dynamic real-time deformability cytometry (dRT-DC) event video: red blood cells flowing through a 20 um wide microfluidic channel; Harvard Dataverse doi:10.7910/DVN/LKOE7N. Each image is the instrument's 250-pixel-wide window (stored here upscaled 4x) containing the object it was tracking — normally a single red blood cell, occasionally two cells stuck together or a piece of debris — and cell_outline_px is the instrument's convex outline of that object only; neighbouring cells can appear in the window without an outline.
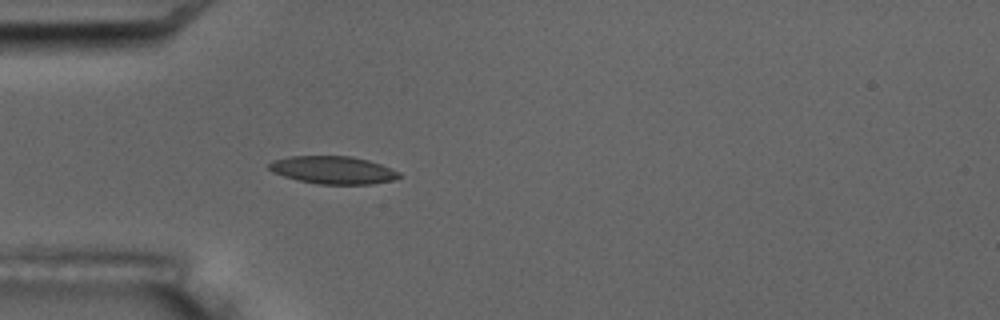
{"species": "common noctule bat (a hibernating species)", "species_latin": "Nyctalus noctula", "temperature_condition": "room temperature", "stored_images_in_passage": 4, "camera_frame_rate_fps": 3000, "um_per_image_px": 0.085, "animal": {"sex": "male", "body_mass_g": 17.5, "forearm_length_mm": 52.3}, "frame": {"image": 1, "passage_image": 4, "time_ms": 4.333, "image_size_px": [1000, 320], "cell_outline_px": [[400, 176], [392, 180], [372, 184], [320, 184], [300, 180], [284, 176], [272, 172], [268, 168], [268, 164], [272, 160], [288, 156], [352, 156], [368, 160], [380, 164], [400, 172]], "centroid_in_image_um": [28.28, 14.44], "position_along_channel_um": 56.7, "area_um2": 20.92}}